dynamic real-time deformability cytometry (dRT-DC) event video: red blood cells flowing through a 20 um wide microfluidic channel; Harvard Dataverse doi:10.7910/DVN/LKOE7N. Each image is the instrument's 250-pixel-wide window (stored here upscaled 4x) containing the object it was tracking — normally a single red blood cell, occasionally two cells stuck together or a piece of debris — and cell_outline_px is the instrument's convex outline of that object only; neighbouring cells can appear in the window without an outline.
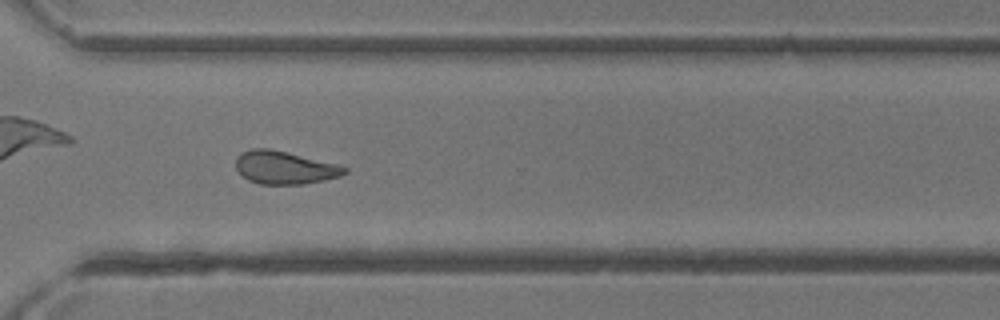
{"species": "common noctule bat (a hibernating species)", "species_latin": "Nyctalus noctula", "temperature_condition": "room temperature", "stored_images_in_passage": 33, "camera_frame_rate_fps": 3000, "um_per_image_px": 0.085, "animal": {"sex": "female"}, "frame": {"image": 1, "passage_image": 24, "time_ms": 7.667, "image_size_px": [1000, 320], "cell_outline_px": [[348, 172], [340, 176], [324, 180], [304, 184], [260, 184], [248, 180], [236, 168], [236, 156], [240, 152], [252, 148], [268, 148], [336, 164], [348, 168]], "centroid_in_image_um": [24.17, 14.25], "position_along_channel_um": 346.4, "area_um2": 20.69}}